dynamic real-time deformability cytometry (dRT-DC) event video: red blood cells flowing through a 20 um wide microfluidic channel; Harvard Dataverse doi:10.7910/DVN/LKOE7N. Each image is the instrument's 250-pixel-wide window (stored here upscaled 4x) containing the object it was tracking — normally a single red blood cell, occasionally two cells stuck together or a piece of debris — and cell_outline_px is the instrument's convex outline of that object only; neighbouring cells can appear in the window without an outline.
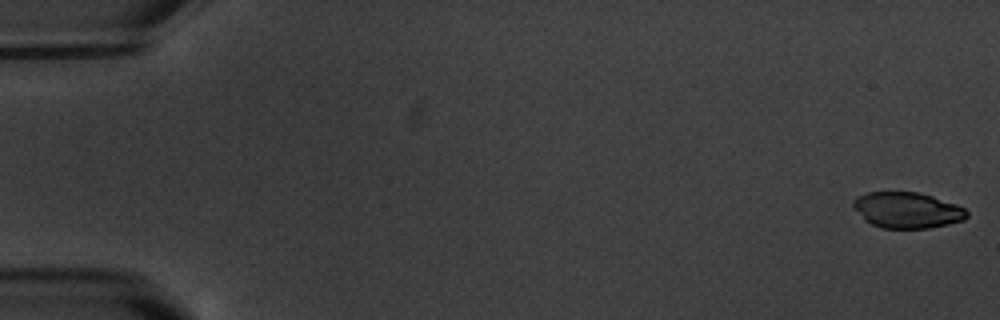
{"species": "common noctule bat (a hibernating species)", "species_latin": "Nyctalus noctula", "temperature_condition": "warm", "stored_images_in_passage": 5, "camera_frame_rate_fps": 3000, "um_per_image_px": 0.085, "animal": {"sex": "male", "body_mass_g": 20.1, "forearm_length_mm": 53.5}, "frame": {"image": 1, "passage_image": 1, "time_ms": 0.0, "image_size_px": [1000, 320], "cell_outline_px": [[968, 216], [964, 220], [948, 224], [928, 228], [880, 228], [864, 220], [852, 204], [852, 200], [856, 196], [868, 192], [916, 192], [932, 196], [956, 204], [964, 208], [968, 212]], "centroid_in_image_um": [77.1, 17.86], "position_along_channel_um": 7.9, "area_um2": 23.76}}
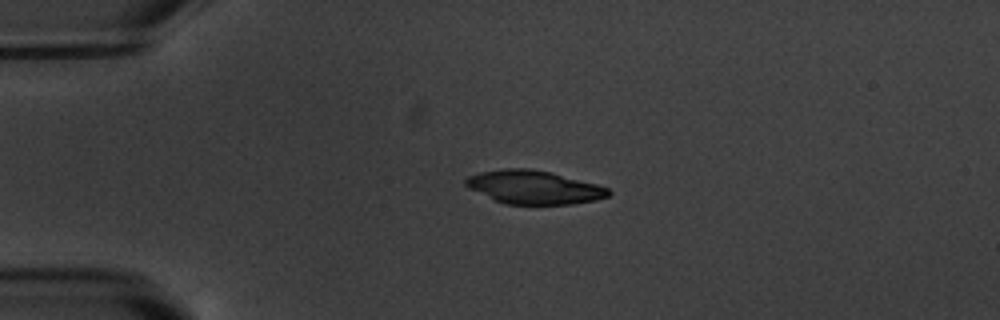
{"frame": {"image": 2, "passage_image": 4, "time_ms": 4.333, "image_size_px": [1000, 320], "cell_outline_px": [[612, 192], [608, 196], [596, 200], [572, 204], [504, 204], [468, 188], [464, 184], [464, 180], [468, 176], [480, 172], [504, 168], [528, 168], [552, 172], [596, 184], [608, 188]], "centroid_in_image_um": [45.37, 15.91], "position_along_channel_um": 39.6, "area_um2": 27.86}}